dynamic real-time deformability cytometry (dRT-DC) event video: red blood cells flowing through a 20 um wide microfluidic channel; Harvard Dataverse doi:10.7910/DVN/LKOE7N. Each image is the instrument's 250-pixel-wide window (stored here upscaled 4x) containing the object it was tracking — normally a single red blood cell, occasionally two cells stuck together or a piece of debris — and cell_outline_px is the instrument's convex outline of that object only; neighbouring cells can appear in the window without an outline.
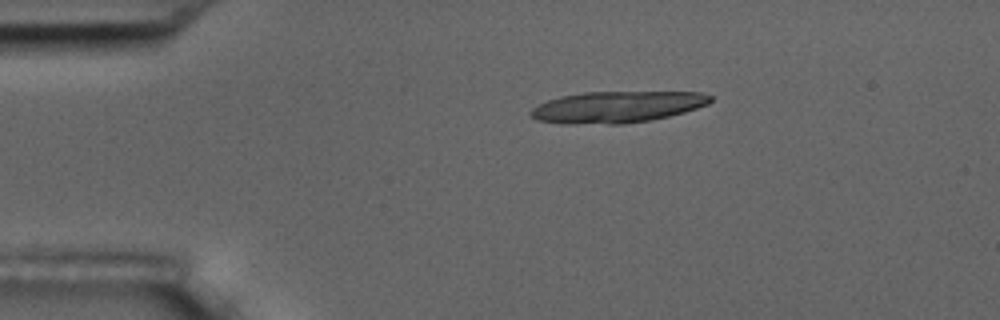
{"species": "common noctule bat (a hibernating species)", "species_latin": "Nyctalus noctula", "temperature_condition": "room temperature", "stored_images_in_passage": 15, "camera_frame_rate_fps": 3000, "um_per_image_px": 0.085, "animal": {"sex": "male", "body_mass_g": 17.5, "forearm_length_mm": 52.3}, "frame": {"image": 1, "passage_image": 3, "time_ms": 3.333, "image_size_px": [1000, 320], "cell_outline_px": [[712, 100], [708, 104], [684, 112], [652, 120], [624, 124], [560, 124], [536, 120], [528, 116], [528, 112], [532, 108], [548, 100], [560, 96], [584, 92], [700, 92], [712, 96]], "centroid_in_image_um": [52.39, 9.1], "position_along_channel_um": 32.6, "area_um2": 33.23}, "authors_computed_cell_mechanics": {"area_um2": 19.3052, "velocity_mm_per_s": 3.5579, "shape_relaxation_time_tau1_ms": null, "shape_relaxation_time_tau2_ms": 3.1127, "deformation_change_tau1": null, "deformation_change_tau2": 0.103}}